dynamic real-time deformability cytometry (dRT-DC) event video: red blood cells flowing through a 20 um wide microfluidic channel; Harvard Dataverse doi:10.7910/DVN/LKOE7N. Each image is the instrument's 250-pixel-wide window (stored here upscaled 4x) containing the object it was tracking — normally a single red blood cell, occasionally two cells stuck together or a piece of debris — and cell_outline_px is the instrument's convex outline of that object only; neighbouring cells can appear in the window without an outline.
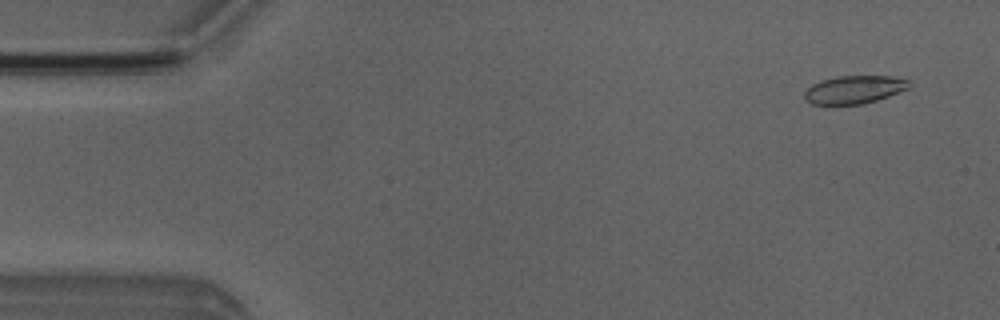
{"species": "Egyptian fruit bat (a non-hibernating species)", "species_latin": "Rousettus aegyptiacus", "temperature_condition": "room temperature", "stored_images_in_passage": 6, "camera_frame_rate_fps": 3000, "um_per_image_px": 0.085, "animal": {"sex": "male"}, "frame": {"image": 1, "passage_image": 1, "time_ms": 0.0, "image_size_px": [1000, 320], "cell_outline_px": [[912, 84], [908, 88], [888, 96], [864, 104], [812, 104], [804, 100], [804, 92], [812, 84], [820, 80], [836, 76], [892, 76], [908, 80]], "centroid_in_image_um": [72.58, 7.61], "position_along_channel_um": 12.4, "area_um2": 17.11}}